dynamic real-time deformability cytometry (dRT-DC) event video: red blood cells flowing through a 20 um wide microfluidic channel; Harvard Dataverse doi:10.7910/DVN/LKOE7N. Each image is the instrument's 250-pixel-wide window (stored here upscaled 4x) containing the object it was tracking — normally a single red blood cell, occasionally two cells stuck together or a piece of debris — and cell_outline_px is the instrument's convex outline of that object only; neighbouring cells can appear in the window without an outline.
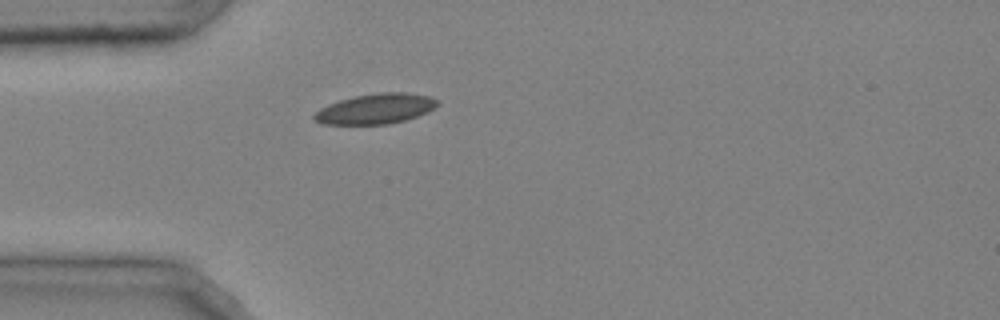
{"species": "common noctule bat (a hibernating species)", "species_latin": "Nyctalus noctula", "temperature_condition": "cold", "stored_images_in_passage": 30, "camera_frame_rate_fps": 3000, "um_per_image_px": 0.085, "animal": {"sex": "male", "body_mass_g": 20.4}, "frame": {"image": 1, "passage_image": 1, "time_ms": 0.0, "image_size_px": [1000, 320], "cell_outline_px": [[440, 104], [428, 112], [404, 120], [388, 124], [324, 124], [312, 120], [312, 116], [320, 108], [328, 104], [340, 100], [356, 96], [380, 92], [408, 92], [428, 96], [436, 100]], "centroid_in_image_um": [31.91, 9.24], "position_along_channel_um": 53.1, "area_um2": 21.62}}
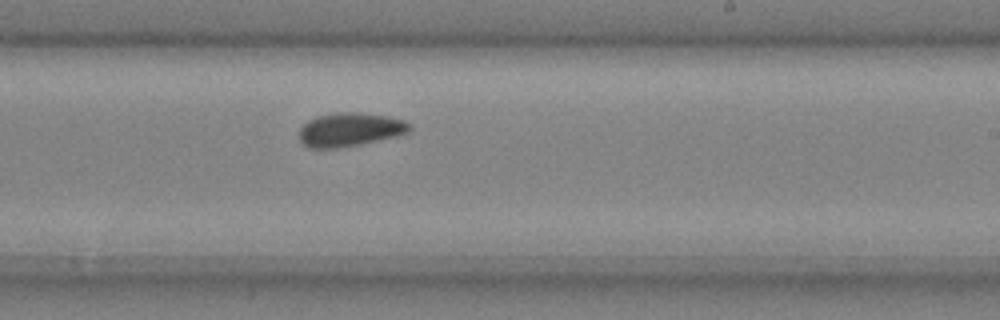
{"frame": {"image": 2, "passage_image": 17, "time_ms": 5.333, "image_size_px": [1000, 320], "cell_outline_px": [[412, 128], [408, 132], [396, 136], [380, 140], [360, 144], [336, 148], [308, 148], [300, 140], [300, 128], [308, 120], [316, 116], [336, 112], [356, 112], [388, 116], [404, 120], [412, 124]], "centroid_in_image_um": [29.76, 11.01], "position_along_channel_um": 259.2, "area_um2": 21.73}}
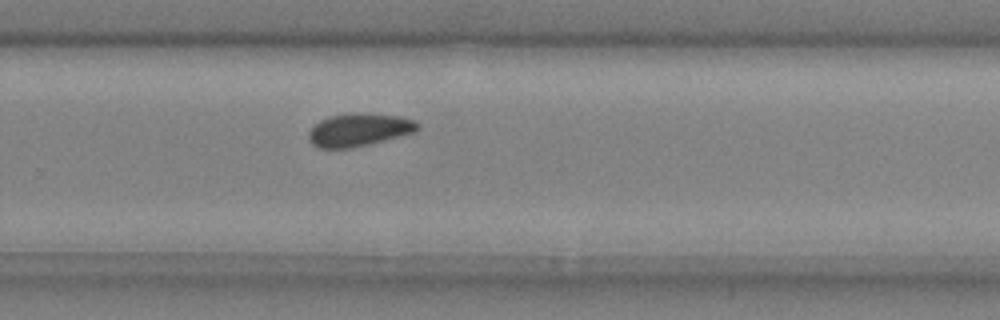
{"frame": {"image": 3, "passage_image": 20, "time_ms": 6.333, "image_size_px": [1000, 320], "cell_outline_px": [[420, 128], [416, 132], [352, 148], [316, 148], [308, 140], [308, 132], [320, 120], [332, 116], [348, 112], [368, 112], [400, 116], [412, 120], [420, 124]], "centroid_in_image_um": [30.52, 11.02], "position_along_channel_um": 299.3, "area_um2": 21.15}, "authors_computed_cell_mechanics": {"area_um2": 20.9814, "velocity_mm_per_s": 3.9987, "shape_relaxation_time_tau1_ms": null, "shape_relaxation_time_tau2_ms": 2.8628, "deformation_change_tau1": null, "deformation_change_tau2": 0.0653}}